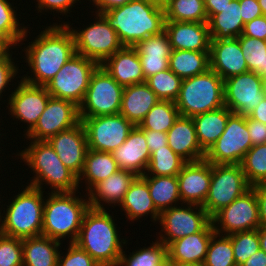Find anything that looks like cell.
<instances>
[{"mask_svg":"<svg viewBox=\"0 0 266 266\" xmlns=\"http://www.w3.org/2000/svg\"><path fill=\"white\" fill-rule=\"evenodd\" d=\"M101 66L122 86L144 83L142 64L134 47L123 46Z\"/></svg>","mask_w":266,"mask_h":266,"instance_id":"obj_28","label":"cell"},{"mask_svg":"<svg viewBox=\"0 0 266 266\" xmlns=\"http://www.w3.org/2000/svg\"><path fill=\"white\" fill-rule=\"evenodd\" d=\"M60 245L44 235L22 239L23 266H57Z\"/></svg>","mask_w":266,"mask_h":266,"instance_id":"obj_31","label":"cell"},{"mask_svg":"<svg viewBox=\"0 0 266 266\" xmlns=\"http://www.w3.org/2000/svg\"><path fill=\"white\" fill-rule=\"evenodd\" d=\"M66 250L65 257L59 251L57 266H100L85 250L75 243H69Z\"/></svg>","mask_w":266,"mask_h":266,"instance_id":"obj_48","label":"cell"},{"mask_svg":"<svg viewBox=\"0 0 266 266\" xmlns=\"http://www.w3.org/2000/svg\"><path fill=\"white\" fill-rule=\"evenodd\" d=\"M259 5H260V9L261 12L264 16H266V0H257Z\"/></svg>","mask_w":266,"mask_h":266,"instance_id":"obj_61","label":"cell"},{"mask_svg":"<svg viewBox=\"0 0 266 266\" xmlns=\"http://www.w3.org/2000/svg\"><path fill=\"white\" fill-rule=\"evenodd\" d=\"M262 79H263V90H264V94L266 97V75L264 77H262Z\"/></svg>","mask_w":266,"mask_h":266,"instance_id":"obj_63","label":"cell"},{"mask_svg":"<svg viewBox=\"0 0 266 266\" xmlns=\"http://www.w3.org/2000/svg\"><path fill=\"white\" fill-rule=\"evenodd\" d=\"M124 87L101 65L92 73L84 99L79 105L80 117L120 113Z\"/></svg>","mask_w":266,"mask_h":266,"instance_id":"obj_10","label":"cell"},{"mask_svg":"<svg viewBox=\"0 0 266 266\" xmlns=\"http://www.w3.org/2000/svg\"><path fill=\"white\" fill-rule=\"evenodd\" d=\"M180 116L196 115L219 109L224 105V80L211 68L183 79L175 101Z\"/></svg>","mask_w":266,"mask_h":266,"instance_id":"obj_7","label":"cell"},{"mask_svg":"<svg viewBox=\"0 0 266 266\" xmlns=\"http://www.w3.org/2000/svg\"><path fill=\"white\" fill-rule=\"evenodd\" d=\"M134 48L138 53L145 79L169 68L168 61L172 47L167 33L151 35L138 42Z\"/></svg>","mask_w":266,"mask_h":266,"instance_id":"obj_26","label":"cell"},{"mask_svg":"<svg viewBox=\"0 0 266 266\" xmlns=\"http://www.w3.org/2000/svg\"><path fill=\"white\" fill-rule=\"evenodd\" d=\"M180 116L174 101L159 100L139 124L141 130L168 132Z\"/></svg>","mask_w":266,"mask_h":266,"instance_id":"obj_40","label":"cell"},{"mask_svg":"<svg viewBox=\"0 0 266 266\" xmlns=\"http://www.w3.org/2000/svg\"><path fill=\"white\" fill-rule=\"evenodd\" d=\"M243 266H266V253L260 249L247 259Z\"/></svg>","mask_w":266,"mask_h":266,"instance_id":"obj_59","label":"cell"},{"mask_svg":"<svg viewBox=\"0 0 266 266\" xmlns=\"http://www.w3.org/2000/svg\"><path fill=\"white\" fill-rule=\"evenodd\" d=\"M15 8L9 0H0V41L13 48L26 41L27 33H30L29 27L24 26L23 22L20 24Z\"/></svg>","mask_w":266,"mask_h":266,"instance_id":"obj_37","label":"cell"},{"mask_svg":"<svg viewBox=\"0 0 266 266\" xmlns=\"http://www.w3.org/2000/svg\"><path fill=\"white\" fill-rule=\"evenodd\" d=\"M182 204L203 205L211 182V163L206 159L186 162L177 175Z\"/></svg>","mask_w":266,"mask_h":266,"instance_id":"obj_20","label":"cell"},{"mask_svg":"<svg viewBox=\"0 0 266 266\" xmlns=\"http://www.w3.org/2000/svg\"><path fill=\"white\" fill-rule=\"evenodd\" d=\"M76 192H49V196L46 195L42 235L61 242L66 238L69 243L76 241L84 214L90 208L87 195L84 199L79 198Z\"/></svg>","mask_w":266,"mask_h":266,"instance_id":"obj_5","label":"cell"},{"mask_svg":"<svg viewBox=\"0 0 266 266\" xmlns=\"http://www.w3.org/2000/svg\"><path fill=\"white\" fill-rule=\"evenodd\" d=\"M186 161L169 146L157 149L151 154L147 171L144 175L177 176Z\"/></svg>","mask_w":266,"mask_h":266,"instance_id":"obj_41","label":"cell"},{"mask_svg":"<svg viewBox=\"0 0 266 266\" xmlns=\"http://www.w3.org/2000/svg\"><path fill=\"white\" fill-rule=\"evenodd\" d=\"M240 165L251 187L266 184V143L252 146Z\"/></svg>","mask_w":266,"mask_h":266,"instance_id":"obj_42","label":"cell"},{"mask_svg":"<svg viewBox=\"0 0 266 266\" xmlns=\"http://www.w3.org/2000/svg\"><path fill=\"white\" fill-rule=\"evenodd\" d=\"M179 266H205L204 263H190V264H181Z\"/></svg>","mask_w":266,"mask_h":266,"instance_id":"obj_62","label":"cell"},{"mask_svg":"<svg viewBox=\"0 0 266 266\" xmlns=\"http://www.w3.org/2000/svg\"><path fill=\"white\" fill-rule=\"evenodd\" d=\"M212 222L201 232L171 242L168 247V262L176 265L204 263L211 237L215 234Z\"/></svg>","mask_w":266,"mask_h":266,"instance_id":"obj_24","label":"cell"},{"mask_svg":"<svg viewBox=\"0 0 266 266\" xmlns=\"http://www.w3.org/2000/svg\"><path fill=\"white\" fill-rule=\"evenodd\" d=\"M260 249L266 253V227L260 226L258 228Z\"/></svg>","mask_w":266,"mask_h":266,"instance_id":"obj_60","label":"cell"},{"mask_svg":"<svg viewBox=\"0 0 266 266\" xmlns=\"http://www.w3.org/2000/svg\"><path fill=\"white\" fill-rule=\"evenodd\" d=\"M251 147L246 116L232 113L224 132L206 152L205 159L211 164H240Z\"/></svg>","mask_w":266,"mask_h":266,"instance_id":"obj_12","label":"cell"},{"mask_svg":"<svg viewBox=\"0 0 266 266\" xmlns=\"http://www.w3.org/2000/svg\"><path fill=\"white\" fill-rule=\"evenodd\" d=\"M168 262V247L156 239L149 247L135 249L128 257L123 251L117 266H164Z\"/></svg>","mask_w":266,"mask_h":266,"instance_id":"obj_39","label":"cell"},{"mask_svg":"<svg viewBox=\"0 0 266 266\" xmlns=\"http://www.w3.org/2000/svg\"><path fill=\"white\" fill-rule=\"evenodd\" d=\"M43 192L45 191L27 185L10 199L12 201L8 203L9 206L6 205V213L3 210L0 218L3 235L20 239L42 235L45 201Z\"/></svg>","mask_w":266,"mask_h":266,"instance_id":"obj_6","label":"cell"},{"mask_svg":"<svg viewBox=\"0 0 266 266\" xmlns=\"http://www.w3.org/2000/svg\"><path fill=\"white\" fill-rule=\"evenodd\" d=\"M159 100L145 82L124 87L120 114L134 126H139Z\"/></svg>","mask_w":266,"mask_h":266,"instance_id":"obj_29","label":"cell"},{"mask_svg":"<svg viewBox=\"0 0 266 266\" xmlns=\"http://www.w3.org/2000/svg\"><path fill=\"white\" fill-rule=\"evenodd\" d=\"M101 14L116 31L123 46L134 47L143 39L164 31L165 14L159 0H131Z\"/></svg>","mask_w":266,"mask_h":266,"instance_id":"obj_2","label":"cell"},{"mask_svg":"<svg viewBox=\"0 0 266 266\" xmlns=\"http://www.w3.org/2000/svg\"><path fill=\"white\" fill-rule=\"evenodd\" d=\"M210 68L223 80L249 71L238 38L211 39Z\"/></svg>","mask_w":266,"mask_h":266,"instance_id":"obj_21","label":"cell"},{"mask_svg":"<svg viewBox=\"0 0 266 266\" xmlns=\"http://www.w3.org/2000/svg\"><path fill=\"white\" fill-rule=\"evenodd\" d=\"M239 4L244 24L263 15L257 0H239Z\"/></svg>","mask_w":266,"mask_h":266,"instance_id":"obj_53","label":"cell"},{"mask_svg":"<svg viewBox=\"0 0 266 266\" xmlns=\"http://www.w3.org/2000/svg\"><path fill=\"white\" fill-rule=\"evenodd\" d=\"M29 141L27 148L16 153L18 159L25 162L35 173L33 179H30V183L27 184L40 190L43 189L44 184L48 185L51 193L77 191L81 186L78 184V177L63 164L49 142L47 140Z\"/></svg>","mask_w":266,"mask_h":266,"instance_id":"obj_4","label":"cell"},{"mask_svg":"<svg viewBox=\"0 0 266 266\" xmlns=\"http://www.w3.org/2000/svg\"><path fill=\"white\" fill-rule=\"evenodd\" d=\"M95 14L96 21L86 25L82 30L72 28L69 22L62 23H66L73 34L76 53L95 61L100 66L123 45L107 19L102 14Z\"/></svg>","mask_w":266,"mask_h":266,"instance_id":"obj_8","label":"cell"},{"mask_svg":"<svg viewBox=\"0 0 266 266\" xmlns=\"http://www.w3.org/2000/svg\"><path fill=\"white\" fill-rule=\"evenodd\" d=\"M264 97L263 79L252 71L224 80V105L233 113L248 116Z\"/></svg>","mask_w":266,"mask_h":266,"instance_id":"obj_16","label":"cell"},{"mask_svg":"<svg viewBox=\"0 0 266 266\" xmlns=\"http://www.w3.org/2000/svg\"><path fill=\"white\" fill-rule=\"evenodd\" d=\"M164 30L172 50L210 51L207 22L165 21Z\"/></svg>","mask_w":266,"mask_h":266,"instance_id":"obj_22","label":"cell"},{"mask_svg":"<svg viewBox=\"0 0 266 266\" xmlns=\"http://www.w3.org/2000/svg\"><path fill=\"white\" fill-rule=\"evenodd\" d=\"M88 148L112 153L125 142L134 125L122 114L80 117Z\"/></svg>","mask_w":266,"mask_h":266,"instance_id":"obj_14","label":"cell"},{"mask_svg":"<svg viewBox=\"0 0 266 266\" xmlns=\"http://www.w3.org/2000/svg\"><path fill=\"white\" fill-rule=\"evenodd\" d=\"M47 141L63 164L79 177L89 149L81 121L77 125L51 136Z\"/></svg>","mask_w":266,"mask_h":266,"instance_id":"obj_19","label":"cell"},{"mask_svg":"<svg viewBox=\"0 0 266 266\" xmlns=\"http://www.w3.org/2000/svg\"><path fill=\"white\" fill-rule=\"evenodd\" d=\"M169 69L182 80L210 69V51L172 50Z\"/></svg>","mask_w":266,"mask_h":266,"instance_id":"obj_35","label":"cell"},{"mask_svg":"<svg viewBox=\"0 0 266 266\" xmlns=\"http://www.w3.org/2000/svg\"><path fill=\"white\" fill-rule=\"evenodd\" d=\"M227 236L231 239L237 265H243L247 259L260 250L258 229L235 232Z\"/></svg>","mask_w":266,"mask_h":266,"instance_id":"obj_46","label":"cell"},{"mask_svg":"<svg viewBox=\"0 0 266 266\" xmlns=\"http://www.w3.org/2000/svg\"><path fill=\"white\" fill-rule=\"evenodd\" d=\"M248 117L266 124V97L250 112Z\"/></svg>","mask_w":266,"mask_h":266,"instance_id":"obj_58","label":"cell"},{"mask_svg":"<svg viewBox=\"0 0 266 266\" xmlns=\"http://www.w3.org/2000/svg\"><path fill=\"white\" fill-rule=\"evenodd\" d=\"M112 154L119 169L134 172L137 176L146 173L151 157L145 133L138 126H134L125 142Z\"/></svg>","mask_w":266,"mask_h":266,"instance_id":"obj_23","label":"cell"},{"mask_svg":"<svg viewBox=\"0 0 266 266\" xmlns=\"http://www.w3.org/2000/svg\"><path fill=\"white\" fill-rule=\"evenodd\" d=\"M141 177L147 182L150 197L159 212L182 202L177 176L142 175Z\"/></svg>","mask_w":266,"mask_h":266,"instance_id":"obj_36","label":"cell"},{"mask_svg":"<svg viewBox=\"0 0 266 266\" xmlns=\"http://www.w3.org/2000/svg\"><path fill=\"white\" fill-rule=\"evenodd\" d=\"M145 133V139L148 149L152 154L154 151L164 146H168L167 133L153 130H142Z\"/></svg>","mask_w":266,"mask_h":266,"instance_id":"obj_54","label":"cell"},{"mask_svg":"<svg viewBox=\"0 0 266 266\" xmlns=\"http://www.w3.org/2000/svg\"><path fill=\"white\" fill-rule=\"evenodd\" d=\"M37 6V13H42L41 11L45 10L47 12L48 10L53 11V13L56 11L58 14L62 13V15L70 14L72 11L71 8L74 7L75 3L79 2V0H36ZM71 7V8H70ZM70 12V13H69Z\"/></svg>","mask_w":266,"mask_h":266,"instance_id":"obj_50","label":"cell"},{"mask_svg":"<svg viewBox=\"0 0 266 266\" xmlns=\"http://www.w3.org/2000/svg\"><path fill=\"white\" fill-rule=\"evenodd\" d=\"M7 46L5 44H3L1 41H0V53L6 48Z\"/></svg>","mask_w":266,"mask_h":266,"instance_id":"obj_64","label":"cell"},{"mask_svg":"<svg viewBox=\"0 0 266 266\" xmlns=\"http://www.w3.org/2000/svg\"><path fill=\"white\" fill-rule=\"evenodd\" d=\"M136 177L137 175L134 172L122 169L111 174L107 179L97 183L87 193L89 207L94 209H105L104 206L106 204L112 207L113 205L119 206Z\"/></svg>","mask_w":266,"mask_h":266,"instance_id":"obj_25","label":"cell"},{"mask_svg":"<svg viewBox=\"0 0 266 266\" xmlns=\"http://www.w3.org/2000/svg\"><path fill=\"white\" fill-rule=\"evenodd\" d=\"M242 35L266 41V16L262 15L245 23Z\"/></svg>","mask_w":266,"mask_h":266,"instance_id":"obj_51","label":"cell"},{"mask_svg":"<svg viewBox=\"0 0 266 266\" xmlns=\"http://www.w3.org/2000/svg\"><path fill=\"white\" fill-rule=\"evenodd\" d=\"M119 206L126 213V218L133 222L149 214L153 223L159 219L160 212L155 208L147 182L141 176L131 183Z\"/></svg>","mask_w":266,"mask_h":266,"instance_id":"obj_30","label":"cell"},{"mask_svg":"<svg viewBox=\"0 0 266 266\" xmlns=\"http://www.w3.org/2000/svg\"><path fill=\"white\" fill-rule=\"evenodd\" d=\"M113 215L106 209L89 208L76 241L100 266H117L129 240L121 239ZM119 235V236H118Z\"/></svg>","mask_w":266,"mask_h":266,"instance_id":"obj_3","label":"cell"},{"mask_svg":"<svg viewBox=\"0 0 266 266\" xmlns=\"http://www.w3.org/2000/svg\"><path fill=\"white\" fill-rule=\"evenodd\" d=\"M237 38L248 70L264 77L266 75V41L242 34Z\"/></svg>","mask_w":266,"mask_h":266,"instance_id":"obj_43","label":"cell"},{"mask_svg":"<svg viewBox=\"0 0 266 266\" xmlns=\"http://www.w3.org/2000/svg\"><path fill=\"white\" fill-rule=\"evenodd\" d=\"M250 188L240 164H211L209 192L202 207L212 217Z\"/></svg>","mask_w":266,"mask_h":266,"instance_id":"obj_11","label":"cell"},{"mask_svg":"<svg viewBox=\"0 0 266 266\" xmlns=\"http://www.w3.org/2000/svg\"><path fill=\"white\" fill-rule=\"evenodd\" d=\"M252 146L266 143V124L246 116Z\"/></svg>","mask_w":266,"mask_h":266,"instance_id":"obj_52","label":"cell"},{"mask_svg":"<svg viewBox=\"0 0 266 266\" xmlns=\"http://www.w3.org/2000/svg\"><path fill=\"white\" fill-rule=\"evenodd\" d=\"M211 222L220 235L258 229L260 219L255 190L251 187L230 205L220 209L211 217Z\"/></svg>","mask_w":266,"mask_h":266,"instance_id":"obj_15","label":"cell"},{"mask_svg":"<svg viewBox=\"0 0 266 266\" xmlns=\"http://www.w3.org/2000/svg\"><path fill=\"white\" fill-rule=\"evenodd\" d=\"M9 95L8 111L13 118L27 124L23 136L27 135L36 125L51 95L45 86L31 85L22 79Z\"/></svg>","mask_w":266,"mask_h":266,"instance_id":"obj_18","label":"cell"},{"mask_svg":"<svg viewBox=\"0 0 266 266\" xmlns=\"http://www.w3.org/2000/svg\"><path fill=\"white\" fill-rule=\"evenodd\" d=\"M164 266H179V265H176V264H172L170 262H167Z\"/></svg>","mask_w":266,"mask_h":266,"instance_id":"obj_65","label":"cell"},{"mask_svg":"<svg viewBox=\"0 0 266 266\" xmlns=\"http://www.w3.org/2000/svg\"><path fill=\"white\" fill-rule=\"evenodd\" d=\"M80 121L79 106L71 101L50 96L36 125L24 138L48 140L51 136L77 125Z\"/></svg>","mask_w":266,"mask_h":266,"instance_id":"obj_17","label":"cell"},{"mask_svg":"<svg viewBox=\"0 0 266 266\" xmlns=\"http://www.w3.org/2000/svg\"><path fill=\"white\" fill-rule=\"evenodd\" d=\"M257 196L260 226L266 227V184L252 186Z\"/></svg>","mask_w":266,"mask_h":266,"instance_id":"obj_55","label":"cell"},{"mask_svg":"<svg viewBox=\"0 0 266 266\" xmlns=\"http://www.w3.org/2000/svg\"><path fill=\"white\" fill-rule=\"evenodd\" d=\"M167 142L168 146L186 162L205 159L206 152L199 145L191 117H178L167 132Z\"/></svg>","mask_w":266,"mask_h":266,"instance_id":"obj_27","label":"cell"},{"mask_svg":"<svg viewBox=\"0 0 266 266\" xmlns=\"http://www.w3.org/2000/svg\"><path fill=\"white\" fill-rule=\"evenodd\" d=\"M92 2L95 6V13H103L105 11H108L109 9H113L116 7L123 6L124 4L130 2L131 0H88Z\"/></svg>","mask_w":266,"mask_h":266,"instance_id":"obj_56","label":"cell"},{"mask_svg":"<svg viewBox=\"0 0 266 266\" xmlns=\"http://www.w3.org/2000/svg\"><path fill=\"white\" fill-rule=\"evenodd\" d=\"M165 21L207 22L204 0H164Z\"/></svg>","mask_w":266,"mask_h":266,"instance_id":"obj_38","label":"cell"},{"mask_svg":"<svg viewBox=\"0 0 266 266\" xmlns=\"http://www.w3.org/2000/svg\"><path fill=\"white\" fill-rule=\"evenodd\" d=\"M145 83L160 100L176 101L182 84V79L169 68L146 78Z\"/></svg>","mask_w":266,"mask_h":266,"instance_id":"obj_44","label":"cell"},{"mask_svg":"<svg viewBox=\"0 0 266 266\" xmlns=\"http://www.w3.org/2000/svg\"><path fill=\"white\" fill-rule=\"evenodd\" d=\"M232 113L229 108L223 106L192 117L199 145L205 152L224 132L228 118Z\"/></svg>","mask_w":266,"mask_h":266,"instance_id":"obj_32","label":"cell"},{"mask_svg":"<svg viewBox=\"0 0 266 266\" xmlns=\"http://www.w3.org/2000/svg\"><path fill=\"white\" fill-rule=\"evenodd\" d=\"M13 49L12 47H6L0 53V100L3 97V92L5 93V88L9 87L11 84L12 79L15 78L19 67L16 66L14 62V58H12V53L10 50ZM11 53V54H10ZM10 82V83H9ZM9 85V86H8Z\"/></svg>","mask_w":266,"mask_h":266,"instance_id":"obj_49","label":"cell"},{"mask_svg":"<svg viewBox=\"0 0 266 266\" xmlns=\"http://www.w3.org/2000/svg\"><path fill=\"white\" fill-rule=\"evenodd\" d=\"M180 204L181 206L160 212L158 222L162 227L157 239L166 246L180 238L201 232L211 222V217L201 205Z\"/></svg>","mask_w":266,"mask_h":266,"instance_id":"obj_13","label":"cell"},{"mask_svg":"<svg viewBox=\"0 0 266 266\" xmlns=\"http://www.w3.org/2000/svg\"><path fill=\"white\" fill-rule=\"evenodd\" d=\"M61 24V25H60ZM25 49L28 73L21 79L31 85L45 86L59 72L62 66L76 54L74 37L66 24L46 26ZM33 75V76H32Z\"/></svg>","mask_w":266,"mask_h":266,"instance_id":"obj_1","label":"cell"},{"mask_svg":"<svg viewBox=\"0 0 266 266\" xmlns=\"http://www.w3.org/2000/svg\"><path fill=\"white\" fill-rule=\"evenodd\" d=\"M232 0H204L207 15H215L221 12Z\"/></svg>","mask_w":266,"mask_h":266,"instance_id":"obj_57","label":"cell"},{"mask_svg":"<svg viewBox=\"0 0 266 266\" xmlns=\"http://www.w3.org/2000/svg\"><path fill=\"white\" fill-rule=\"evenodd\" d=\"M119 170L112 153L99 152L88 149L82 173L78 177V184L86 182V194L101 181Z\"/></svg>","mask_w":266,"mask_h":266,"instance_id":"obj_34","label":"cell"},{"mask_svg":"<svg viewBox=\"0 0 266 266\" xmlns=\"http://www.w3.org/2000/svg\"><path fill=\"white\" fill-rule=\"evenodd\" d=\"M99 65L76 53L45 87L52 97L71 101L79 106L89 86L92 73Z\"/></svg>","mask_w":266,"mask_h":266,"instance_id":"obj_9","label":"cell"},{"mask_svg":"<svg viewBox=\"0 0 266 266\" xmlns=\"http://www.w3.org/2000/svg\"><path fill=\"white\" fill-rule=\"evenodd\" d=\"M207 16L211 39H234L243 32L239 0H232L220 13Z\"/></svg>","mask_w":266,"mask_h":266,"instance_id":"obj_33","label":"cell"},{"mask_svg":"<svg viewBox=\"0 0 266 266\" xmlns=\"http://www.w3.org/2000/svg\"><path fill=\"white\" fill-rule=\"evenodd\" d=\"M204 264L205 266L236 265L232 242L227 235H220L215 233L211 237Z\"/></svg>","mask_w":266,"mask_h":266,"instance_id":"obj_45","label":"cell"},{"mask_svg":"<svg viewBox=\"0 0 266 266\" xmlns=\"http://www.w3.org/2000/svg\"><path fill=\"white\" fill-rule=\"evenodd\" d=\"M0 266H23L22 239L0 237Z\"/></svg>","mask_w":266,"mask_h":266,"instance_id":"obj_47","label":"cell"}]
</instances>
